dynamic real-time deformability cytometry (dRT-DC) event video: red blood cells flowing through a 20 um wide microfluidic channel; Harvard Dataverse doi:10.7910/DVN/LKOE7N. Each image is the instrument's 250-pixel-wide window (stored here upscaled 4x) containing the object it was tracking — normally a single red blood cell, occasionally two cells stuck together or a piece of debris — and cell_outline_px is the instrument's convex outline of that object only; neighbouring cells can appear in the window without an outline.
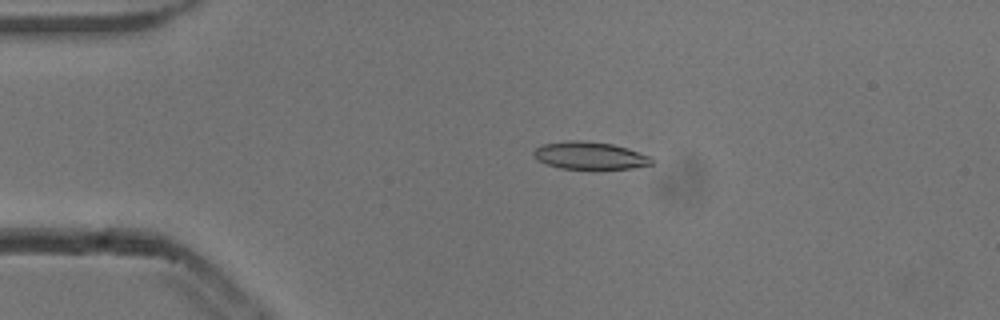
{"species": "common noctule bat (a hibernating species)", "species_latin": "Nyctalus noctula", "temperature_condition": "cold", "stored_images_in_passage": 45, "camera_frame_rate_fps": 3000, "um_per_image_px": 0.085, "animal": {"sex": "male", "body_mass_g": 13.3}, "frame": {"image": 1, "passage_image": 3, "time_ms": 0.667, "image_size_px": [1000, 320], "cell_outline_px": [[652, 164], [632, 168], [560, 168], [536, 160], [532, 152], [536, 148], [544, 144], [572, 140], [580, 140], [612, 144], [628, 148], [648, 156], [652, 160]], "centroid_in_image_um": [50.1, 13.21], "position_along_channel_um": 34.9, "area_um2": 18.5}}
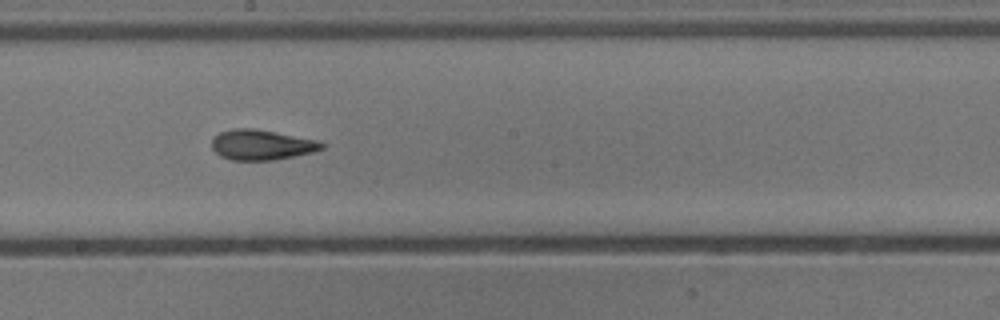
{"frame": {"image": 2, "passage_image": 21, "time_ms": 6.667, "image_size_px": [1000, 320], "cell_outline_px": [[324, 148], [312, 152], [272, 160], [232, 160], [220, 156], [212, 148], [212, 136], [220, 132], [232, 128], [256, 128], [320, 140], [324, 144]], "centroid_in_image_um": [22.22, 12.29], "position_along_channel_um": 226.0, "area_um2": 19.54}}
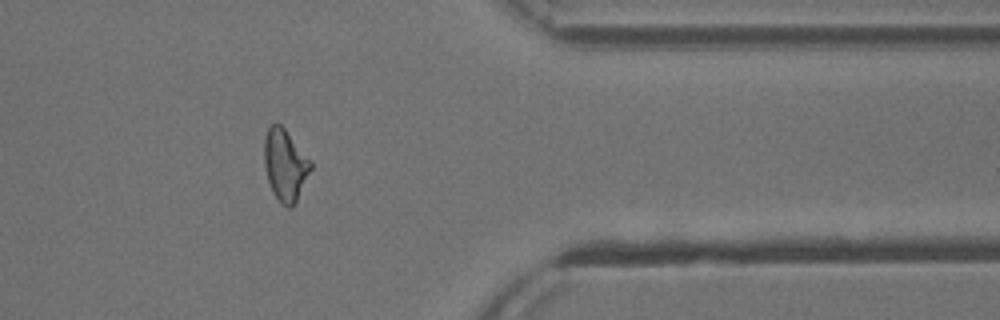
{"frame": {"image": 3, "passage_image": 35, "time_ms": 11.333, "image_size_px": [1000, 320], "cell_outline_px": [[312, 168], [292, 208], [288, 208], [272, 192], [268, 180], [264, 164], [264, 140], [268, 128], [276, 120], [284, 128], [312, 160]], "centroid_in_image_um": [24.24, 13.98], "position_along_channel_um": 387.2, "area_um2": 19.31}, "authors_computed_cell_mechanics": {"area_um2": 19.3052, "velocity_mm_per_s": 3.8338, "shape_relaxation_time_tau1_ms": 4.168, "shape_relaxation_time_tau2_ms": 2.1899, "deformation_change_tau1": 0.1488, "deformation_change_tau2": 0.1032}}